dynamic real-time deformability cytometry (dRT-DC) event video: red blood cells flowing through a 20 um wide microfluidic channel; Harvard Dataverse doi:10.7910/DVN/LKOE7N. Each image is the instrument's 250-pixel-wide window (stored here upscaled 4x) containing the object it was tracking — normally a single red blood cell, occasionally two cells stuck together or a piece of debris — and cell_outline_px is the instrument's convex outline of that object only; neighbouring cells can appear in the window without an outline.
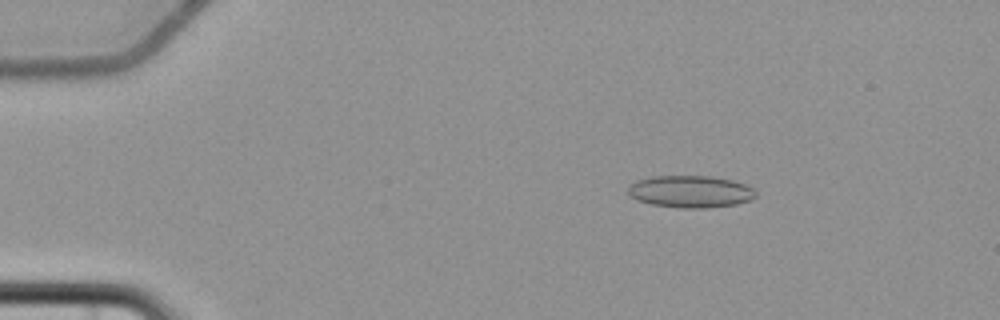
{"species": "common noctule bat (a hibernating species)", "species_latin": "Nyctalus noctula", "temperature_condition": "cold", "stored_images_in_passage": 5, "camera_frame_rate_fps": 3000, "um_per_image_px": 0.085, "animal": {"sex": "female", "body_mass_g": 22.7, "forearm_length_mm": 54.2}, "frame": {"image": 1, "passage_image": 3, "time_ms": 2.333, "image_size_px": [1000, 320], "cell_outline_px": [[756, 196], [752, 200], [736, 204], [704, 208], [680, 208], [652, 204], [636, 200], [628, 192], [628, 184], [636, 180], [652, 176], [712, 176], [732, 180], [744, 184], [752, 188], [756, 192]], "centroid_in_image_um": [58.68, 16.28], "position_along_channel_um": 26.3, "area_um2": 23.99}}